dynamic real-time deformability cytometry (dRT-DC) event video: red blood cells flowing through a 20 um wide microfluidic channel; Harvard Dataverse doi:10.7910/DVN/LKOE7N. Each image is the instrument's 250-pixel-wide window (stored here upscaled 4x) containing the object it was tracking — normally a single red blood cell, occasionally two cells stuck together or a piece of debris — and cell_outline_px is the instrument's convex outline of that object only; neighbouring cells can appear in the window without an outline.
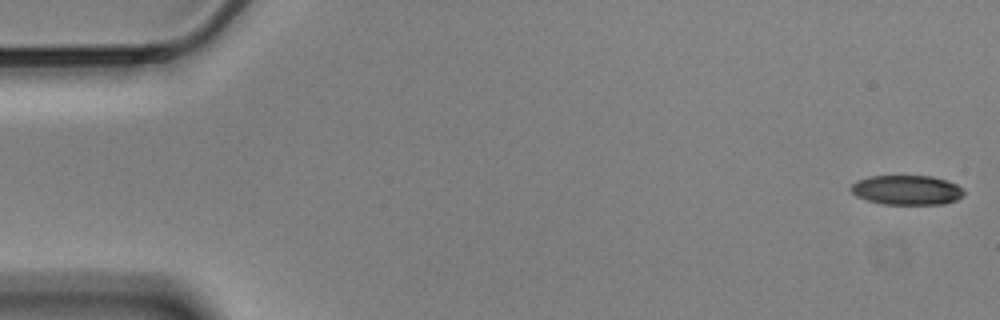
{"species": "Egyptian fruit bat (a non-hibernating species)", "species_latin": "Rousettus aegyptiacus", "temperature_condition": "cold", "stored_images_in_passage": 57, "camera_frame_rate_fps": 3000, "um_per_image_px": 0.085, "animal": {"sex": "male"}, "frame": {"image": 1, "passage_image": 1, "time_ms": 0.0, "image_size_px": [1000, 320], "cell_outline_px": [[964, 196], [956, 200], [944, 204], [884, 204], [868, 200], [856, 196], [848, 188], [852, 184], [868, 176], [932, 176], [956, 184], [964, 192]], "centroid_in_image_um": [77.07, 16.15], "position_along_channel_um": 7.9, "area_um2": 19.36}}
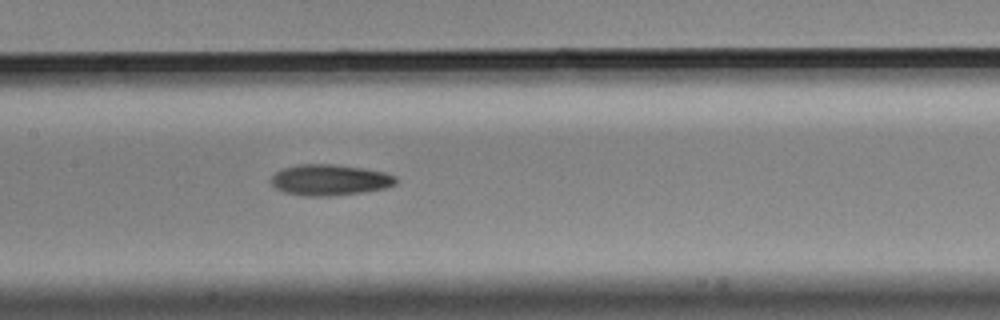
{"frame": {"image": 2, "passage_image": 27, "time_ms": 8.667, "image_size_px": [1000, 320], "cell_outline_px": [[396, 184], [388, 188], [368, 192], [332, 196], [304, 196], [284, 192], [276, 188], [272, 184], [272, 176], [276, 172], [284, 168], [300, 164], [336, 164], [364, 168], [384, 172], [396, 176]], "centroid_in_image_um": [28.08, 15.3], "position_along_channel_um": 179.3, "area_um2": 22.77}}
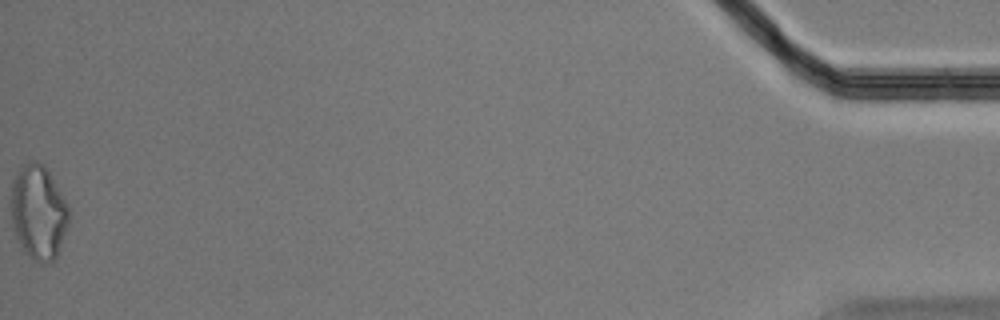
{"frame": {"image": 3, "passage_image": 57, "time_ms": 18.667, "image_size_px": [1000, 320], "cell_outline_px": [[68, 224], [56, 256], [48, 264], [44, 264], [28, 256], [20, 244], [12, 228], [12, 180], [20, 168], [28, 160], [36, 160], [44, 164], [68, 204]], "centroid_in_image_um": [3.26, 18.01], "position_along_channel_um": 431.9, "area_um2": 31.56}}